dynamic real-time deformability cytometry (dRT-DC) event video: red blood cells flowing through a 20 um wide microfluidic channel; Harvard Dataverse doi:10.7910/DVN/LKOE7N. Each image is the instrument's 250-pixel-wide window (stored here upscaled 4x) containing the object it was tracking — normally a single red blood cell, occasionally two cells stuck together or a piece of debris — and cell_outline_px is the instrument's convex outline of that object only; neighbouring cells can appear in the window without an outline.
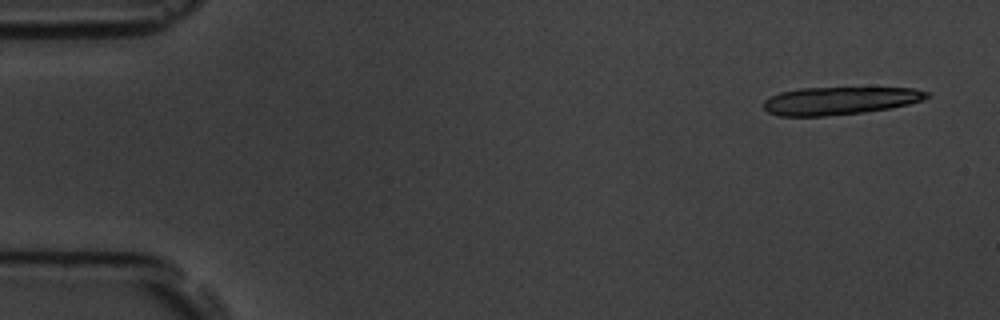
{"species": "common noctule bat (a hibernating species)", "species_latin": "Nyctalus noctula", "temperature_condition": "room temperature", "stored_images_in_passage": 5, "camera_frame_rate_fps": 3000, "um_per_image_px": 0.085, "animal": {"sex": "male", "body_mass_g": 19.5, "forearm_length_mm": 54.6}, "frame": {"image": 1, "passage_image": 1, "time_ms": 0.0, "image_size_px": [1000, 320], "cell_outline_px": [[932, 96], [924, 100], [908, 104], [888, 108], [864, 112], [824, 116], [780, 116], [768, 112], [764, 108], [764, 100], [780, 92], [800, 88], [916, 88], [928, 92]], "centroid_in_image_um": [71.4, 8.56], "position_along_channel_um": 13.6, "area_um2": 26.36}}
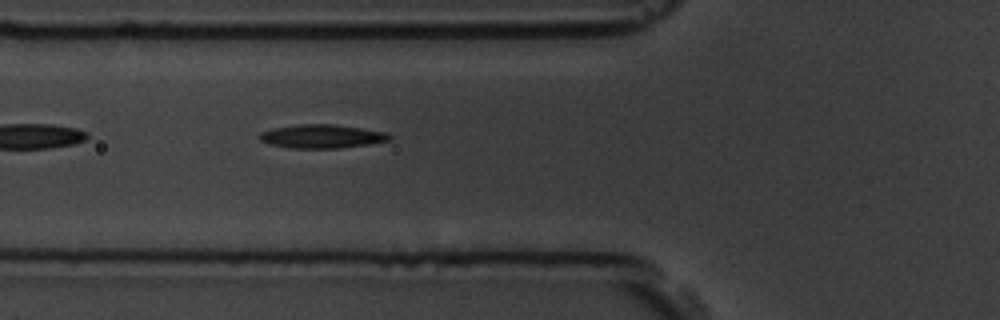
{"frame": {"image": 2, "passage_image": 5, "time_ms": 5.667, "image_size_px": [1000, 320], "cell_outline_px": [[392, 140], [368, 144], [340, 148], [292, 148], [268, 144], [260, 140], [260, 132], [272, 128], [300, 124], [332, 124], [360, 128], [384, 132], [392, 136]], "centroid_in_image_um": [27.34, 11.59], "position_along_channel_um": 98.5, "area_um2": 17.8}}